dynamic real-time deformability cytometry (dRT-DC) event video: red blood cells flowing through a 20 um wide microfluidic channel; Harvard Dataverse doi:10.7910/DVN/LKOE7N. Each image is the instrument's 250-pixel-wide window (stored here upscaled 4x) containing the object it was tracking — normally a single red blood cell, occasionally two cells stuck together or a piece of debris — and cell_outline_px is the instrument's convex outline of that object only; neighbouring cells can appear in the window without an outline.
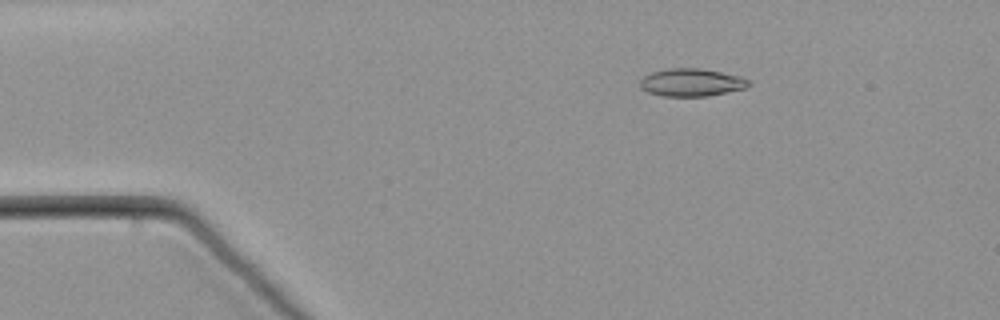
{"species": "common noctule bat (a hibernating species)", "species_latin": "Nyctalus noctula", "temperature_condition": "warm", "stored_images_in_passage": 12, "camera_frame_rate_fps": 3000, "um_per_image_px": 0.085, "animal": {"sex": "male", "body_mass_g": 21.5, "forearm_length_mm": 52.0}, "frame": {"image": 1, "passage_image": 10, "time_ms": 3.0, "image_size_px": [1000, 320], "cell_outline_px": [[752, 84], [744, 88], [708, 96], [664, 96], [648, 92], [640, 88], [640, 80], [644, 76], [652, 72], [668, 68], [700, 68], [740, 76], [752, 80]], "centroid_in_image_um": [58.79, 7.0], "position_along_channel_um": 26.2, "area_um2": 17.57}}